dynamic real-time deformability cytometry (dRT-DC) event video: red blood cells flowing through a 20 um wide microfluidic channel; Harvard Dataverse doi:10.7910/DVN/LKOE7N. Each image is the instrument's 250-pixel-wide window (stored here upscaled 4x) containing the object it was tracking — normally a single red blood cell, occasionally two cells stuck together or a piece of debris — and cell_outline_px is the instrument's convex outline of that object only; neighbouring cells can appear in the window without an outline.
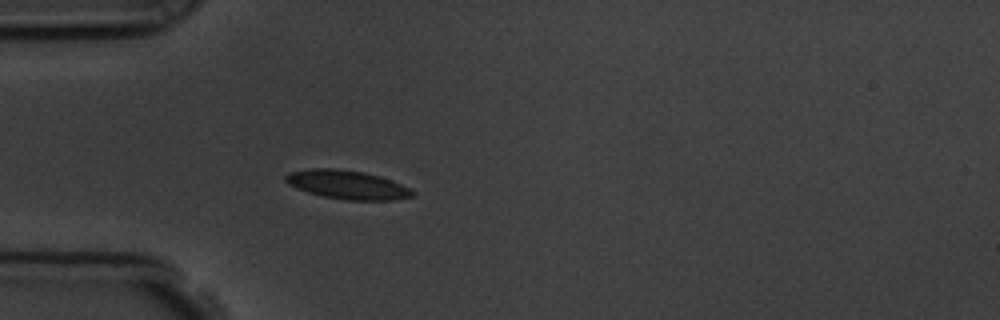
{"species": "common noctule bat (a hibernating species)", "species_latin": "Nyctalus noctula", "temperature_condition": "room temperature", "stored_images_in_passage": 4, "camera_frame_rate_fps": 3000, "um_per_image_px": 0.085, "animal": {"sex": "male", "body_mass_g": 19.5, "forearm_length_mm": 54.6}, "frame": {"image": 1, "passage_image": 4, "time_ms": 3.667, "image_size_px": [1000, 320], "cell_outline_px": [[416, 192], [412, 196], [392, 200], [348, 200], [324, 196], [308, 192], [288, 184], [284, 180], [284, 176], [288, 172], [308, 168], [332, 168], [364, 172], [380, 176], [392, 180]], "centroid_in_image_um": [29.49, 15.69], "position_along_channel_um": 55.5, "area_um2": 21.15}}